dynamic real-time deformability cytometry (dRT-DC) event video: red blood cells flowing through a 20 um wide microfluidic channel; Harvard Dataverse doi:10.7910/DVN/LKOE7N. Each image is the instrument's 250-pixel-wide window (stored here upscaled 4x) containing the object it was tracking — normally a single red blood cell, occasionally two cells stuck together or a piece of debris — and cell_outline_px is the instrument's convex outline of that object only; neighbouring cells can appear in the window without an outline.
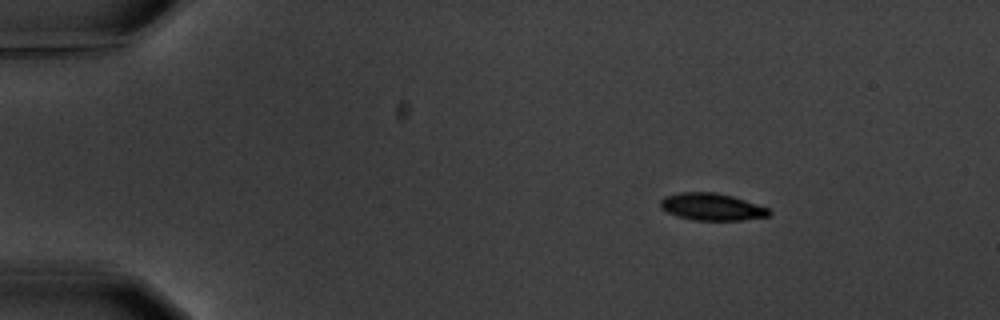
{"species": "common noctule bat (a hibernating species)", "species_latin": "Nyctalus noctula", "temperature_condition": "warm", "stored_images_in_passage": 4, "camera_frame_rate_fps": 3000, "um_per_image_px": 0.085, "animal": {"sex": "male", "body_mass_g": 20.1, "forearm_length_mm": 53.5}, "frame": {"image": 1, "passage_image": 1, "time_ms": 0.0, "image_size_px": [1000, 320], "cell_outline_px": [[772, 212], [768, 216], [740, 220], [692, 220], [668, 212], [660, 208], [660, 200], [664, 196], [680, 192], [716, 192], [732, 196], [768, 208]], "centroid_in_image_um": [60.48, 17.57], "position_along_channel_um": 24.5, "area_um2": 17.05}}